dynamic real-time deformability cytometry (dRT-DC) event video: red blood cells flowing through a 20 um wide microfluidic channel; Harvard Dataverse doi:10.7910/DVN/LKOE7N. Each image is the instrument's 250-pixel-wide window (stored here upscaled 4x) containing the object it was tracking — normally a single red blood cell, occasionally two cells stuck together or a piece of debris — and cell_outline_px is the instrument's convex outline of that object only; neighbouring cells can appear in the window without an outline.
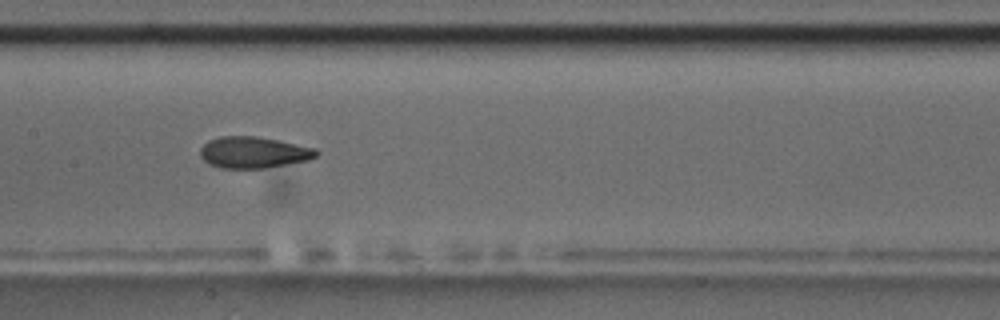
{"species": "common noctule bat (a hibernating species)", "species_latin": "Nyctalus noctula", "temperature_condition": "room temperature", "stored_images_in_passage": 13, "camera_frame_rate_fps": 3000, "um_per_image_px": 0.085, "animal": {"sex": "male", "body_mass_g": 17.5, "forearm_length_mm": 52.3}, "frame": {"image": 1, "passage_image": 8, "time_ms": 9.0, "image_size_px": [1000, 320], "cell_outline_px": [[320, 152], [316, 156], [308, 160], [264, 168], [220, 168], [208, 164], [200, 156], [200, 148], [208, 140], [220, 136], [256, 136], [280, 140], [316, 148]], "centroid_in_image_um": [21.54, 12.94], "position_along_channel_um": 185.9, "area_um2": 21.39}, "authors_computed_cell_mechanics": {"area_um2": 21.097, "velocity_mm_per_s": 3.4811, "shape_relaxation_time_tau1_ms": 4.8856, "shape_relaxation_time_tau2_ms": 2.0193, "deformation_change_tau1": 0.1317, "deformation_change_tau2": 0.0769}}